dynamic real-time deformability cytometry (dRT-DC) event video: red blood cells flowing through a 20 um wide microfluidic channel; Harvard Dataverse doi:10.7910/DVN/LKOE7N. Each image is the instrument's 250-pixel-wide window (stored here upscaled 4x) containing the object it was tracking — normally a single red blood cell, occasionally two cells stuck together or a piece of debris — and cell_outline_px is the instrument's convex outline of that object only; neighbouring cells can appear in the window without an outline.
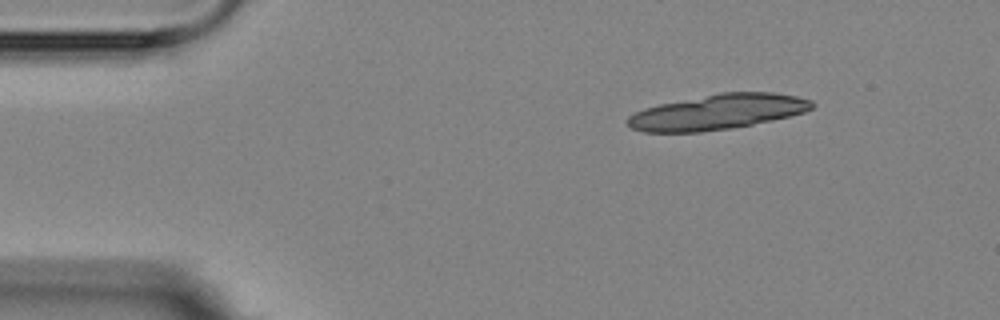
{"species": "Egyptian fruit bat (a non-hibernating species)", "species_latin": "Rousettus aegyptiacus", "temperature_condition": "room temperature", "stored_images_in_passage": 4, "camera_frame_rate_fps": 3000, "um_per_image_px": 0.085, "animal": {"sex": "female"}, "frame": {"image": 1, "passage_image": 1, "time_ms": 0.0, "image_size_px": [1000, 320], "cell_outline_px": [[816, 104], [812, 108], [804, 112], [772, 120], [732, 128], [700, 132], [644, 132], [632, 128], [624, 120], [628, 116], [644, 108], [660, 104], [720, 92], [772, 92], [796, 96], [812, 100]], "centroid_in_image_um": [60.99, 9.51], "position_along_channel_um": 24.0, "area_um2": 37.74}}